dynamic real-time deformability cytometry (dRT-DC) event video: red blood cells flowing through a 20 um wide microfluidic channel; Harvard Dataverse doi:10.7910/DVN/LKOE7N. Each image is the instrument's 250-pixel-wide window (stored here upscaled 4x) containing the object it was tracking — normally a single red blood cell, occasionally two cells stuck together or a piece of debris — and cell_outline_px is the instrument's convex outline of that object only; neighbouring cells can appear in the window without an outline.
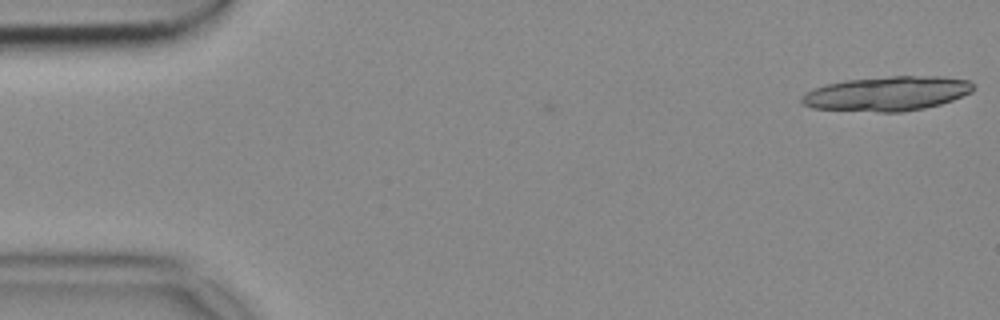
{"species": "common noctule bat (a hibernating species)", "species_latin": "Nyctalus noctula", "temperature_condition": "cold", "stored_images_in_passage": 17, "camera_frame_rate_fps": 3000, "um_per_image_px": 0.085, "animal": {"sex": "female", "body_mass_g": 18.4}, "frame": {"image": 1, "passage_image": 1, "time_ms": 0.0, "image_size_px": [1000, 320], "cell_outline_px": [[976, 88], [972, 92], [952, 100], [940, 104], [924, 108], [904, 112], [876, 112], [812, 108], [804, 104], [800, 100], [800, 96], [804, 92], [828, 84], [844, 80], [892, 76], [940, 76], [972, 80], [976, 84]], "centroid_in_image_um": [75.46, 7.95], "position_along_channel_um": 9.5, "area_um2": 34.8}}